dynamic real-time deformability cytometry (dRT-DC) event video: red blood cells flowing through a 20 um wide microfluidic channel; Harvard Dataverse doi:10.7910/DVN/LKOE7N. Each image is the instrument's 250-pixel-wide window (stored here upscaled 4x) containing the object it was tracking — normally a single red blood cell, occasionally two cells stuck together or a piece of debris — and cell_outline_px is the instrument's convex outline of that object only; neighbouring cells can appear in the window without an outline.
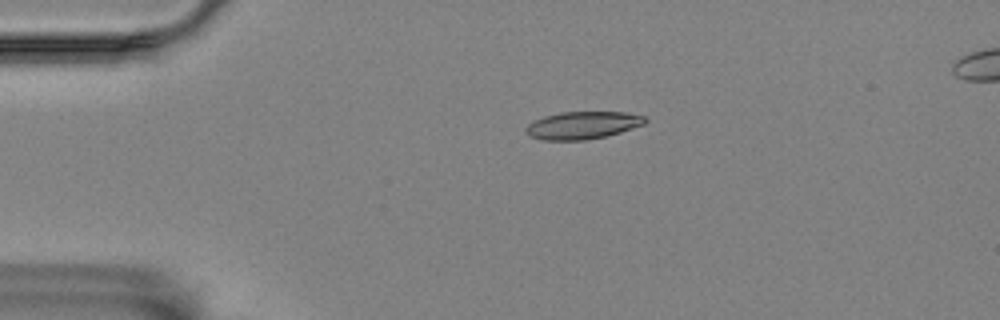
{"species": "Egyptian fruit bat (a non-hibernating species)", "species_latin": "Rousettus aegyptiacus", "temperature_condition": "room temperature", "stored_images_in_passage": 3, "camera_frame_rate_fps": 3000, "um_per_image_px": 0.085, "animal": {"sex": "female"}, "frame": {"image": 1, "passage_image": 1, "time_ms": 0.0, "image_size_px": [1000, 320], "cell_outline_px": [[648, 120], [644, 124], [620, 132], [588, 140], [544, 140], [532, 136], [524, 132], [524, 128], [528, 124], [544, 116], [560, 112], [624, 112], [648, 116]], "centroid_in_image_um": [49.54, 10.64], "position_along_channel_um": 35.5, "area_um2": 19.13}}